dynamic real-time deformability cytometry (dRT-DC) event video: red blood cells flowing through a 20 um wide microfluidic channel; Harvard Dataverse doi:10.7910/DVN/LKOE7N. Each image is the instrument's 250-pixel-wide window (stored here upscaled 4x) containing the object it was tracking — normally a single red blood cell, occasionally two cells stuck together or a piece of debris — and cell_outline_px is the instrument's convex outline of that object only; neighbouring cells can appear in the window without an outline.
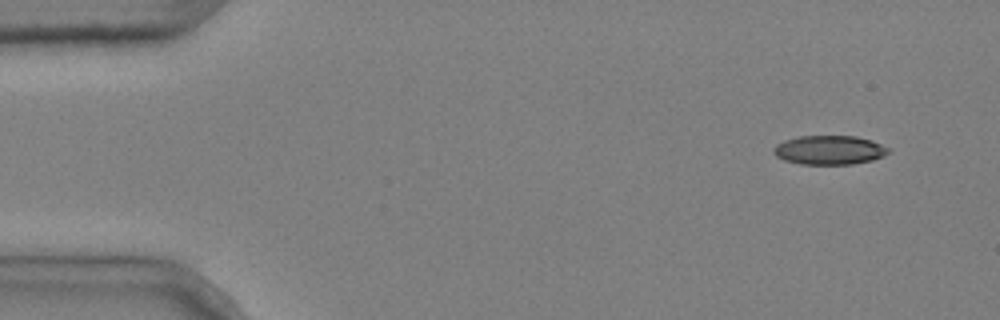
{"species": "common noctule bat (a hibernating species)", "species_latin": "Nyctalus noctula", "temperature_condition": "cold", "stored_images_in_passage": 47, "camera_frame_rate_fps": 3000, "um_per_image_px": 0.085, "animal": {"sex": "male", "body_mass_g": 20.4}, "frame": {"image": 1, "passage_image": 1, "time_ms": 0.0, "image_size_px": [1000, 320], "cell_outline_px": [[888, 152], [884, 156], [872, 160], [852, 164], [800, 164], [784, 160], [776, 156], [772, 152], [772, 148], [776, 144], [784, 140], [800, 136], [856, 136], [872, 140], [888, 148]], "centroid_in_image_um": [70.46, 12.75], "position_along_channel_um": 14.5, "area_um2": 19.48}}
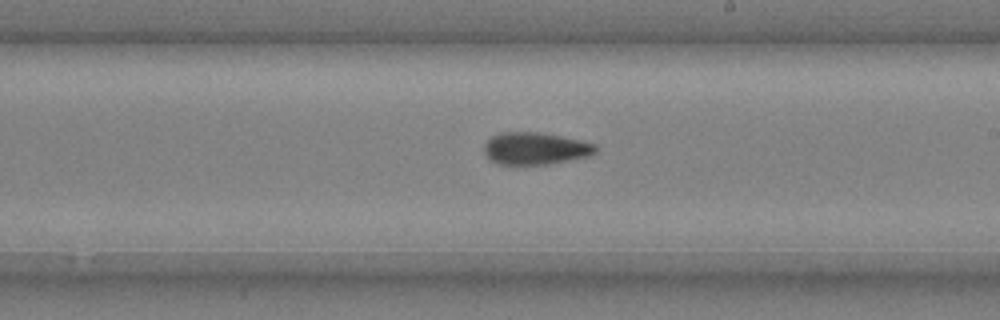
{"frame": {"image": 2, "passage_image": 28, "time_ms": 9.0, "image_size_px": [1000, 320], "cell_outline_px": [[596, 152], [588, 156], [548, 164], [496, 164], [484, 152], [484, 144], [492, 136], [500, 132], [536, 132], [560, 136], [580, 140], [596, 144]], "centroid_in_image_um": [45.49, 12.61], "position_along_channel_um": 243.5, "area_um2": 20.69}}
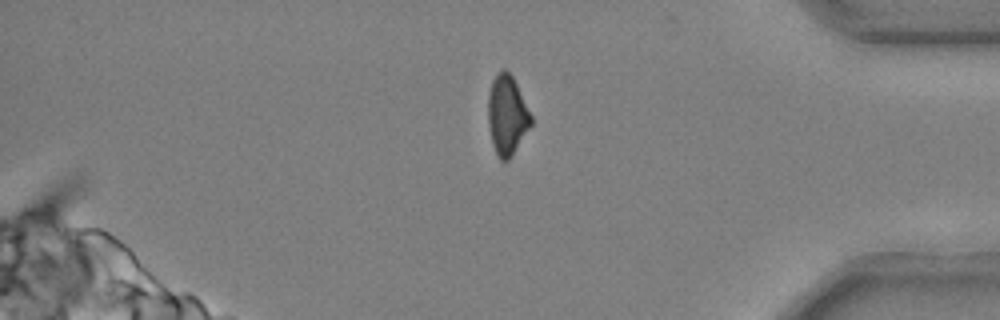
{"frame": {"image": 3, "passage_image": 42, "time_ms": 13.667, "image_size_px": [1000, 320], "cell_outline_px": [[532, 124], [512, 156], [508, 160], [500, 160], [492, 144], [488, 124], [488, 96], [492, 80], [496, 72], [504, 68], [512, 76], [532, 116]], "centroid_in_image_um": [43.09, 9.78], "position_along_channel_um": 392.1, "area_um2": 19.88}, "authors_computed_cell_mechanics": {"area_um2": 20.9814, "velocity_mm_per_s": 3.6964, "shape_relaxation_time_tau1_ms": 6.3724, "shape_relaxation_time_tau2_ms": 4.0292, "deformation_change_tau1": 0.158, "deformation_change_tau2": 0.1056}}